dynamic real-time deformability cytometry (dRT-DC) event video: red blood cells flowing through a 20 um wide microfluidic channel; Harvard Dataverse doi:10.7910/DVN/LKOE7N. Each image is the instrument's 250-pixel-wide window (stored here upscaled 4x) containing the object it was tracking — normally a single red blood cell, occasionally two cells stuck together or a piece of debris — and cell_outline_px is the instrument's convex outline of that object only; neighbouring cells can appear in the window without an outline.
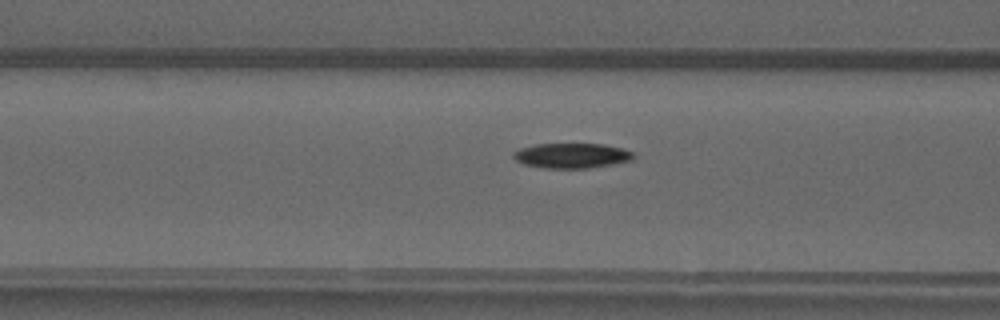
{"species": "common noctule bat (a hibernating species)", "species_latin": "Nyctalus noctula", "temperature_condition": "warm", "stored_images_in_passage": 52, "camera_frame_rate_fps": 3000, "um_per_image_px": 0.085, "animal": {"sex": "male", "forearm_length_mm": 52.5}, "frame": {"image": 1, "passage_image": 21, "time_ms": 6.667, "image_size_px": [1000, 320], "cell_outline_px": [[636, 156], [632, 160], [592, 168], [544, 168], [524, 164], [516, 160], [512, 156], [512, 152], [520, 148], [536, 144], [604, 144], [624, 148], [632, 152]], "centroid_in_image_um": [48.61, 13.23], "position_along_channel_um": 118.0, "area_um2": 17.63}}
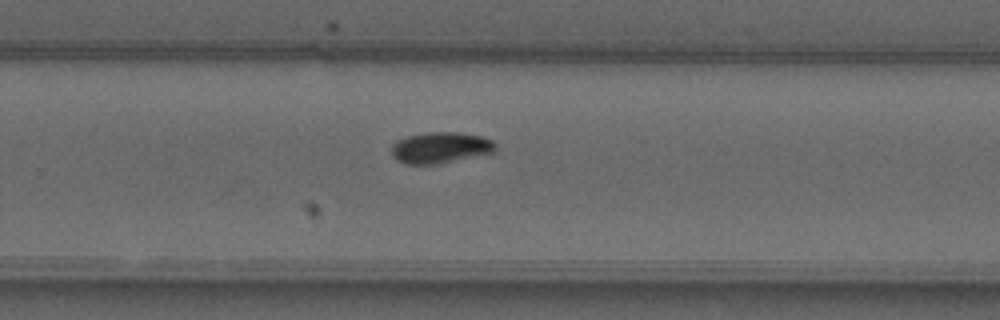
{"frame": {"image": 2, "passage_image": 34, "time_ms": 11.0, "image_size_px": [1000, 320], "cell_outline_px": [[496, 148], [492, 152], [436, 164], [408, 164], [396, 160], [392, 156], [392, 144], [396, 140], [408, 136], [424, 132], [460, 132], [484, 136], [492, 140], [496, 144]], "centroid_in_image_um": [37.41, 12.53], "position_along_channel_um": 292.4, "area_um2": 18.84}}
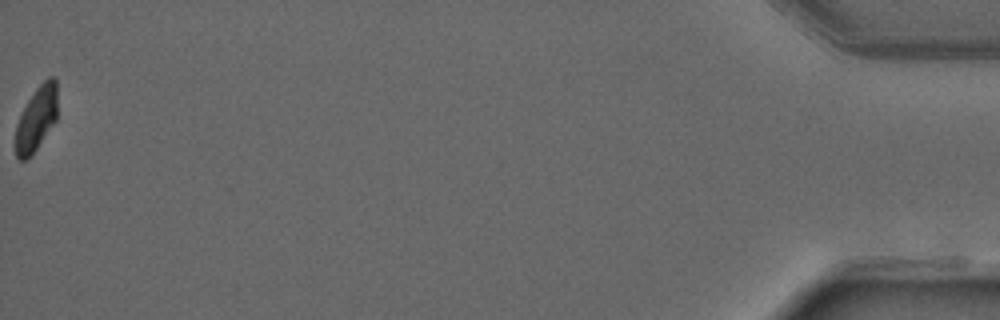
{"frame": {"image": 3, "passage_image": 52, "time_ms": 17.0, "image_size_px": [1000, 320], "cell_outline_px": [[56, 120], [36, 148], [24, 160], [20, 160], [16, 156], [12, 144], [16, 124], [28, 100], [36, 88], [48, 76], [52, 76], [56, 80]], "centroid_in_image_um": [3.04, 10.1], "position_along_channel_um": 432.2, "area_um2": 15.66}, "authors_computed_cell_mechanics": {"area_um2": 17.2822, "velocity_mm_per_s": 4.037, "shape_relaxation_time_tau1_ms": 3.662, "shape_relaxation_time_tau2_ms": null, "deformation_change_tau1": 0.1356, "deformation_change_tau2": null}}